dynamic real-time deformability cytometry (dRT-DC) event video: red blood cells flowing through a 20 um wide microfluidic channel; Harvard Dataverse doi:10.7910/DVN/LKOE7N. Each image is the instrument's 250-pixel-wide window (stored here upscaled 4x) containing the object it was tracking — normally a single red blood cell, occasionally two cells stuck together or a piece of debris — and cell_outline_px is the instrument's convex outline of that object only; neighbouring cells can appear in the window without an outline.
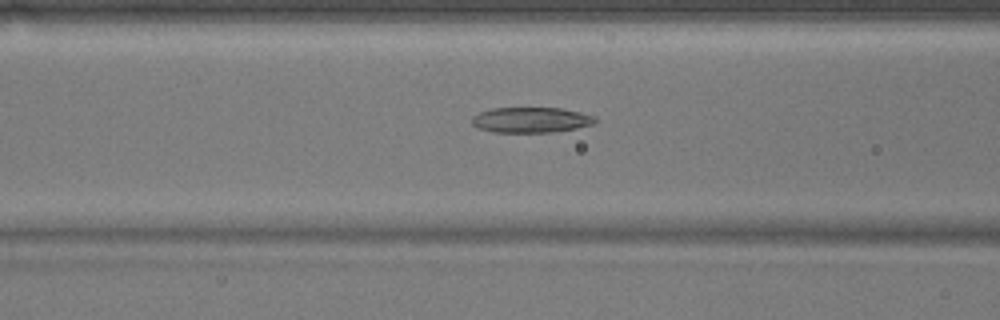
{"species": "common noctule bat (a hibernating species)", "species_latin": "Nyctalus noctula", "temperature_condition": "warm", "stored_images_in_passage": 44, "camera_frame_rate_fps": 3000, "um_per_image_px": 0.085, "animal": {"sex": "male", "body_mass_g": 17.9}, "frame": {"image": 1, "passage_image": 12, "time_ms": 3.667, "image_size_px": [1000, 320], "cell_outline_px": [[596, 120], [592, 124], [576, 128], [552, 132], [492, 132], [476, 128], [472, 124], [472, 116], [480, 112], [492, 108], [560, 108], [580, 112], [596, 116]], "centroid_in_image_um": [45.1, 10.19], "position_along_channel_um": 121.5, "area_um2": 18.26}}
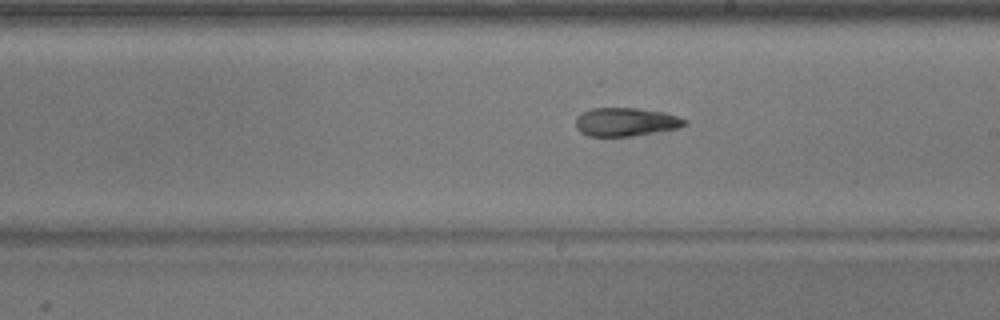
{"frame": {"image": 2, "passage_image": 21, "time_ms": 6.667, "image_size_px": [1000, 320], "cell_outline_px": [[688, 124], [676, 128], [632, 136], [588, 136], [580, 132], [576, 128], [576, 116], [592, 108], [636, 108], [664, 112], [688, 120]], "centroid_in_image_um": [53.17, 10.36], "position_along_channel_um": 235.8, "area_um2": 17.98}}
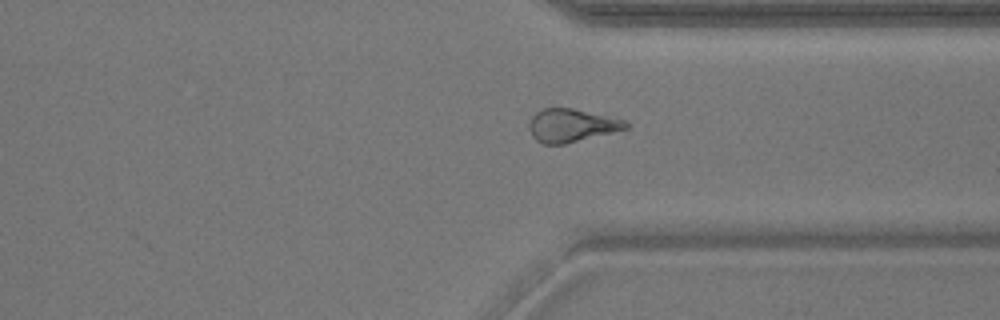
{"frame": {"image": 3, "passage_image": 31, "time_ms": 10.0, "image_size_px": [1000, 320], "cell_outline_px": [[628, 128], [564, 144], [544, 144], [536, 140], [532, 136], [528, 128], [528, 124], [532, 116], [536, 112], [544, 108], [572, 108], [616, 116], [624, 120], [628, 124]], "centroid_in_image_um": [48.58, 10.64], "position_along_channel_um": 362.8, "area_um2": 18.79}, "authors_computed_cell_mechanics": {"area_um2": 18.9295, "velocity_mm_per_s": 3.8123, "shape_relaxation_time_tau1_ms": null, "shape_relaxation_time_tau2_ms": 4.1271, "deformation_change_tau1": null, "deformation_change_tau2": 0.1295}}